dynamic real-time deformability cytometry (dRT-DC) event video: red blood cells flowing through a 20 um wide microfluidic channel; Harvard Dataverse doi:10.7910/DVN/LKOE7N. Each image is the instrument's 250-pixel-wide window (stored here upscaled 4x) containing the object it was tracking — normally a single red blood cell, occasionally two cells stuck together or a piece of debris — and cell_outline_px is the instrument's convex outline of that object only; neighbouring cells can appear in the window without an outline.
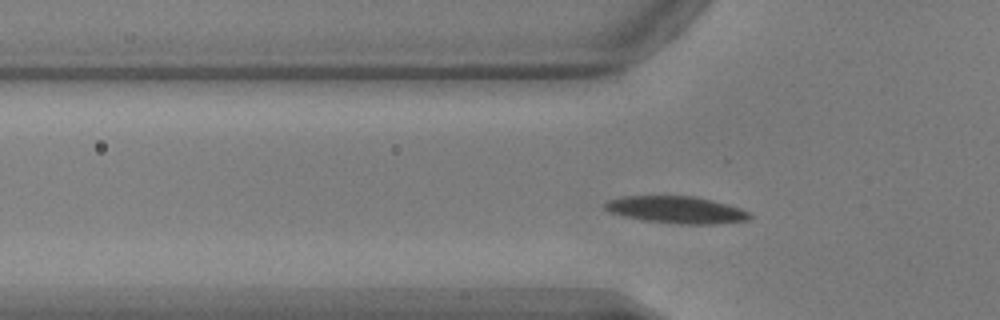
{"species": "common noctule bat (a hibernating species)", "species_latin": "Nyctalus noctula", "temperature_condition": "warm", "stored_images_in_passage": 40, "camera_frame_rate_fps": 3000, "um_per_image_px": 0.085, "animal": {"sex": "male", "body_mass_g": 17.9, "forearm_length_mm": 54.2}, "frame": {"image": 1, "passage_image": 3, "time_ms": 0.667, "image_size_px": [1000, 320], "cell_outline_px": [[752, 216], [748, 220], [716, 224], [680, 224], [644, 220], [624, 216], [608, 212], [604, 208], [604, 204], [608, 200], [624, 196], [696, 196], [728, 204], [740, 208], [748, 212]], "centroid_in_image_um": [57.49, 17.83], "position_along_channel_um": 68.3, "area_um2": 22.83}}
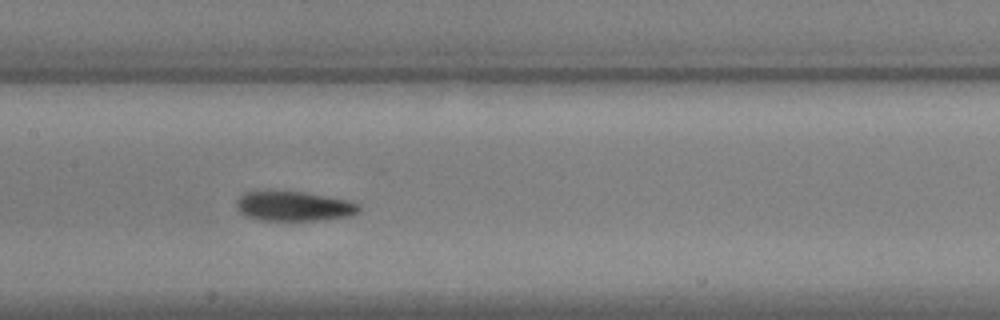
{"frame": {"image": 2, "passage_image": 12, "time_ms": 3.667, "image_size_px": [1000, 320], "cell_outline_px": [[360, 212], [352, 216], [320, 220], [260, 220], [244, 216], [236, 208], [236, 200], [244, 192], [304, 192], [348, 200], [360, 204]], "centroid_in_image_um": [25.0, 17.54], "position_along_channel_um": 182.4, "area_um2": 21.21}}
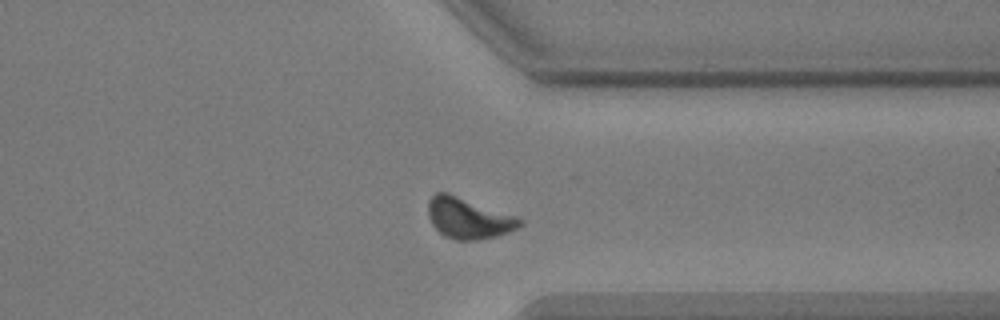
{"frame": {"image": 3, "passage_image": 27, "time_ms": 8.667, "image_size_px": [1000, 320], "cell_outline_px": [[524, 224], [520, 228], [496, 236], [476, 240], [456, 240], [444, 236], [432, 224], [428, 216], [428, 200], [436, 192], [448, 192], [520, 216], [524, 220]], "centroid_in_image_um": [39.88, 18.53], "position_along_channel_um": 371.5, "area_um2": 22.37}, "authors_computed_cell_mechanics": {"area_um2": 21.2126, "velocity_mm_per_s": 3.8083, "shape_relaxation_time_tau1_ms": 2.0519, "shape_relaxation_time_tau2_ms": 3.0941, "deformation_change_tau1": 0.1309, "deformation_change_tau2": 0.0742}}